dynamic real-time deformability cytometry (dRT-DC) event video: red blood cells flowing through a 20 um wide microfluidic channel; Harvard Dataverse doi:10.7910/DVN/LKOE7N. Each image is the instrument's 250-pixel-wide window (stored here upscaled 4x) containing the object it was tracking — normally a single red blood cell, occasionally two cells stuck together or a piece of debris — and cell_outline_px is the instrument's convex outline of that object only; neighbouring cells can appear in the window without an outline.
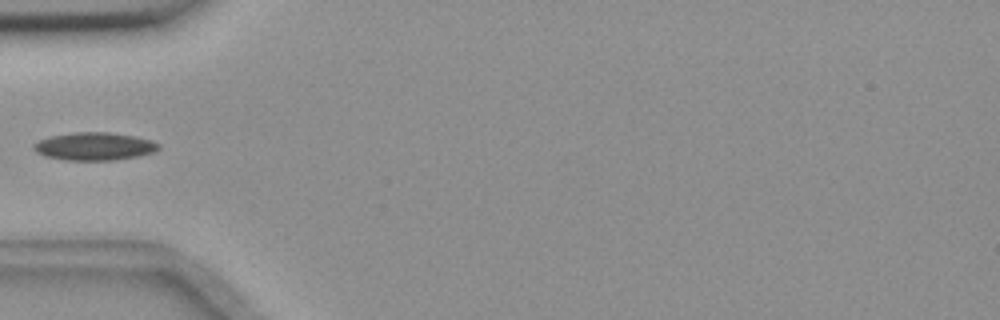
{"species": "common noctule bat (a hibernating species)", "species_latin": "Nyctalus noctula", "temperature_condition": "room temperature", "stored_images_in_passage": 3, "camera_frame_rate_fps": 3000, "um_per_image_px": 0.085, "animal": {"sex": "female", "body_mass_g": 18.4}, "frame": {"image": 1, "passage_image": 3, "time_ms": 0.667, "image_size_px": [1000, 320], "cell_outline_px": [[160, 148], [152, 152], [136, 156], [116, 160], [64, 160], [44, 156], [36, 152], [32, 148], [32, 144], [40, 140], [52, 136], [76, 132], [108, 132], [136, 136], [152, 140], [160, 144]], "centroid_in_image_um": [8.01, 12.44], "position_along_channel_um": 77.0, "area_um2": 20.29}}